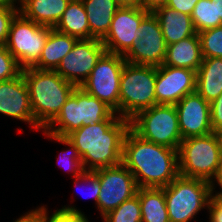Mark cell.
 I'll return each mask as SVG.
<instances>
[{
    "label": "cell",
    "mask_w": 222,
    "mask_h": 222,
    "mask_svg": "<svg viewBox=\"0 0 222 222\" xmlns=\"http://www.w3.org/2000/svg\"><path fill=\"white\" fill-rule=\"evenodd\" d=\"M122 164L138 188H163L179 175L177 149L147 141L131 128L124 138Z\"/></svg>",
    "instance_id": "1"
},
{
    "label": "cell",
    "mask_w": 222,
    "mask_h": 222,
    "mask_svg": "<svg viewBox=\"0 0 222 222\" xmlns=\"http://www.w3.org/2000/svg\"><path fill=\"white\" fill-rule=\"evenodd\" d=\"M130 120H104L82 126L67 138L77 148L86 171L113 167L122 163L123 142Z\"/></svg>",
    "instance_id": "2"
},
{
    "label": "cell",
    "mask_w": 222,
    "mask_h": 222,
    "mask_svg": "<svg viewBox=\"0 0 222 222\" xmlns=\"http://www.w3.org/2000/svg\"><path fill=\"white\" fill-rule=\"evenodd\" d=\"M22 74L29 91L35 124L44 130L60 113L76 86L55 70L30 67L22 69Z\"/></svg>",
    "instance_id": "3"
},
{
    "label": "cell",
    "mask_w": 222,
    "mask_h": 222,
    "mask_svg": "<svg viewBox=\"0 0 222 222\" xmlns=\"http://www.w3.org/2000/svg\"><path fill=\"white\" fill-rule=\"evenodd\" d=\"M115 115L117 114L104 102L91 96L83 88L75 87L60 113L43 131L45 135L67 137L82 126L104 120H118L120 116Z\"/></svg>",
    "instance_id": "4"
},
{
    "label": "cell",
    "mask_w": 222,
    "mask_h": 222,
    "mask_svg": "<svg viewBox=\"0 0 222 222\" xmlns=\"http://www.w3.org/2000/svg\"><path fill=\"white\" fill-rule=\"evenodd\" d=\"M222 165L220 142L217 133L183 139L178 148L179 175L203 179L212 183Z\"/></svg>",
    "instance_id": "5"
},
{
    "label": "cell",
    "mask_w": 222,
    "mask_h": 222,
    "mask_svg": "<svg viewBox=\"0 0 222 222\" xmlns=\"http://www.w3.org/2000/svg\"><path fill=\"white\" fill-rule=\"evenodd\" d=\"M157 67L125 63L120 79L119 116L132 119L139 111L156 105Z\"/></svg>",
    "instance_id": "6"
},
{
    "label": "cell",
    "mask_w": 222,
    "mask_h": 222,
    "mask_svg": "<svg viewBox=\"0 0 222 222\" xmlns=\"http://www.w3.org/2000/svg\"><path fill=\"white\" fill-rule=\"evenodd\" d=\"M164 190L170 222H189L201 209L208 207L212 183L178 175Z\"/></svg>",
    "instance_id": "7"
},
{
    "label": "cell",
    "mask_w": 222,
    "mask_h": 222,
    "mask_svg": "<svg viewBox=\"0 0 222 222\" xmlns=\"http://www.w3.org/2000/svg\"><path fill=\"white\" fill-rule=\"evenodd\" d=\"M130 128L141 138L172 149L183 140L175 105L157 104L139 111L130 119Z\"/></svg>",
    "instance_id": "8"
},
{
    "label": "cell",
    "mask_w": 222,
    "mask_h": 222,
    "mask_svg": "<svg viewBox=\"0 0 222 222\" xmlns=\"http://www.w3.org/2000/svg\"><path fill=\"white\" fill-rule=\"evenodd\" d=\"M50 29L25 18L20 12L15 16L5 47L22 69L33 67L38 62Z\"/></svg>",
    "instance_id": "9"
},
{
    "label": "cell",
    "mask_w": 222,
    "mask_h": 222,
    "mask_svg": "<svg viewBox=\"0 0 222 222\" xmlns=\"http://www.w3.org/2000/svg\"><path fill=\"white\" fill-rule=\"evenodd\" d=\"M126 61L124 56L105 52L87 80L81 85L87 93L104 102L119 114L120 79Z\"/></svg>",
    "instance_id": "10"
},
{
    "label": "cell",
    "mask_w": 222,
    "mask_h": 222,
    "mask_svg": "<svg viewBox=\"0 0 222 222\" xmlns=\"http://www.w3.org/2000/svg\"><path fill=\"white\" fill-rule=\"evenodd\" d=\"M93 172L100 181L97 208L102 217L136 195L138 186L134 175L122 163Z\"/></svg>",
    "instance_id": "11"
},
{
    "label": "cell",
    "mask_w": 222,
    "mask_h": 222,
    "mask_svg": "<svg viewBox=\"0 0 222 222\" xmlns=\"http://www.w3.org/2000/svg\"><path fill=\"white\" fill-rule=\"evenodd\" d=\"M138 40L124 56L126 63L133 65L161 66L164 62L167 44L160 24L153 12L141 21Z\"/></svg>",
    "instance_id": "12"
},
{
    "label": "cell",
    "mask_w": 222,
    "mask_h": 222,
    "mask_svg": "<svg viewBox=\"0 0 222 222\" xmlns=\"http://www.w3.org/2000/svg\"><path fill=\"white\" fill-rule=\"evenodd\" d=\"M105 52L101 40L79 39L55 71L67 82L81 87Z\"/></svg>",
    "instance_id": "13"
},
{
    "label": "cell",
    "mask_w": 222,
    "mask_h": 222,
    "mask_svg": "<svg viewBox=\"0 0 222 222\" xmlns=\"http://www.w3.org/2000/svg\"><path fill=\"white\" fill-rule=\"evenodd\" d=\"M148 13L142 7H120L108 33L101 40L106 52L125 56L138 40L140 23Z\"/></svg>",
    "instance_id": "14"
},
{
    "label": "cell",
    "mask_w": 222,
    "mask_h": 222,
    "mask_svg": "<svg viewBox=\"0 0 222 222\" xmlns=\"http://www.w3.org/2000/svg\"><path fill=\"white\" fill-rule=\"evenodd\" d=\"M196 92V71L166 65L157 67L156 105H176L183 97Z\"/></svg>",
    "instance_id": "15"
},
{
    "label": "cell",
    "mask_w": 222,
    "mask_h": 222,
    "mask_svg": "<svg viewBox=\"0 0 222 222\" xmlns=\"http://www.w3.org/2000/svg\"><path fill=\"white\" fill-rule=\"evenodd\" d=\"M175 107L183 139L204 136L213 132L210 120V103L197 92L183 97Z\"/></svg>",
    "instance_id": "16"
},
{
    "label": "cell",
    "mask_w": 222,
    "mask_h": 222,
    "mask_svg": "<svg viewBox=\"0 0 222 222\" xmlns=\"http://www.w3.org/2000/svg\"><path fill=\"white\" fill-rule=\"evenodd\" d=\"M0 113L27 122L36 130L40 129L34 120L30 97L24 76L0 81Z\"/></svg>",
    "instance_id": "17"
},
{
    "label": "cell",
    "mask_w": 222,
    "mask_h": 222,
    "mask_svg": "<svg viewBox=\"0 0 222 222\" xmlns=\"http://www.w3.org/2000/svg\"><path fill=\"white\" fill-rule=\"evenodd\" d=\"M153 13L159 21L167 45L177 43L197 33L192 18L188 14L168 6L159 7Z\"/></svg>",
    "instance_id": "18"
},
{
    "label": "cell",
    "mask_w": 222,
    "mask_h": 222,
    "mask_svg": "<svg viewBox=\"0 0 222 222\" xmlns=\"http://www.w3.org/2000/svg\"><path fill=\"white\" fill-rule=\"evenodd\" d=\"M202 62L201 42L198 33H196L177 43L167 45L166 55L162 65L188 68L197 72Z\"/></svg>",
    "instance_id": "19"
},
{
    "label": "cell",
    "mask_w": 222,
    "mask_h": 222,
    "mask_svg": "<svg viewBox=\"0 0 222 222\" xmlns=\"http://www.w3.org/2000/svg\"><path fill=\"white\" fill-rule=\"evenodd\" d=\"M19 12L35 23L55 28L71 0H17Z\"/></svg>",
    "instance_id": "20"
},
{
    "label": "cell",
    "mask_w": 222,
    "mask_h": 222,
    "mask_svg": "<svg viewBox=\"0 0 222 222\" xmlns=\"http://www.w3.org/2000/svg\"><path fill=\"white\" fill-rule=\"evenodd\" d=\"M87 13L91 39L102 40L110 29L116 11L121 7L116 0H81Z\"/></svg>",
    "instance_id": "21"
},
{
    "label": "cell",
    "mask_w": 222,
    "mask_h": 222,
    "mask_svg": "<svg viewBox=\"0 0 222 222\" xmlns=\"http://www.w3.org/2000/svg\"><path fill=\"white\" fill-rule=\"evenodd\" d=\"M196 92L208 103L222 93V58H203L196 72Z\"/></svg>",
    "instance_id": "22"
},
{
    "label": "cell",
    "mask_w": 222,
    "mask_h": 222,
    "mask_svg": "<svg viewBox=\"0 0 222 222\" xmlns=\"http://www.w3.org/2000/svg\"><path fill=\"white\" fill-rule=\"evenodd\" d=\"M78 39L51 28L41 57L33 68L56 70L61 60L72 50Z\"/></svg>",
    "instance_id": "23"
},
{
    "label": "cell",
    "mask_w": 222,
    "mask_h": 222,
    "mask_svg": "<svg viewBox=\"0 0 222 222\" xmlns=\"http://www.w3.org/2000/svg\"><path fill=\"white\" fill-rule=\"evenodd\" d=\"M55 29L78 40L91 39L87 13L81 0L70 1Z\"/></svg>",
    "instance_id": "24"
},
{
    "label": "cell",
    "mask_w": 222,
    "mask_h": 222,
    "mask_svg": "<svg viewBox=\"0 0 222 222\" xmlns=\"http://www.w3.org/2000/svg\"><path fill=\"white\" fill-rule=\"evenodd\" d=\"M142 222H170L162 188H138Z\"/></svg>",
    "instance_id": "25"
},
{
    "label": "cell",
    "mask_w": 222,
    "mask_h": 222,
    "mask_svg": "<svg viewBox=\"0 0 222 222\" xmlns=\"http://www.w3.org/2000/svg\"><path fill=\"white\" fill-rule=\"evenodd\" d=\"M102 218L103 222H142L139 196L134 195Z\"/></svg>",
    "instance_id": "26"
},
{
    "label": "cell",
    "mask_w": 222,
    "mask_h": 222,
    "mask_svg": "<svg viewBox=\"0 0 222 222\" xmlns=\"http://www.w3.org/2000/svg\"><path fill=\"white\" fill-rule=\"evenodd\" d=\"M197 33L216 27L215 0H199L191 15Z\"/></svg>",
    "instance_id": "27"
},
{
    "label": "cell",
    "mask_w": 222,
    "mask_h": 222,
    "mask_svg": "<svg viewBox=\"0 0 222 222\" xmlns=\"http://www.w3.org/2000/svg\"><path fill=\"white\" fill-rule=\"evenodd\" d=\"M203 58H222V25L198 33Z\"/></svg>",
    "instance_id": "28"
},
{
    "label": "cell",
    "mask_w": 222,
    "mask_h": 222,
    "mask_svg": "<svg viewBox=\"0 0 222 222\" xmlns=\"http://www.w3.org/2000/svg\"><path fill=\"white\" fill-rule=\"evenodd\" d=\"M47 136L50 137L51 140H56L57 142H61L65 145L70 146L69 151H72V152H69L67 150L64 152V157H62L63 156L62 155V156H59L58 159H60L62 161L64 159L63 163H66V164H64V166L68 167L66 169H68L69 171H71V172L73 171V177H77L86 171L84 168L82 159H81L80 155L78 154L77 148L71 142V140H69L67 137H63V136H59V135H47ZM65 159H66V161H65Z\"/></svg>",
    "instance_id": "29"
},
{
    "label": "cell",
    "mask_w": 222,
    "mask_h": 222,
    "mask_svg": "<svg viewBox=\"0 0 222 222\" xmlns=\"http://www.w3.org/2000/svg\"><path fill=\"white\" fill-rule=\"evenodd\" d=\"M35 210L41 215L44 222H89L84 213L73 206H64L59 210L57 209L51 216H48L45 206Z\"/></svg>",
    "instance_id": "30"
},
{
    "label": "cell",
    "mask_w": 222,
    "mask_h": 222,
    "mask_svg": "<svg viewBox=\"0 0 222 222\" xmlns=\"http://www.w3.org/2000/svg\"><path fill=\"white\" fill-rule=\"evenodd\" d=\"M21 73L22 68L17 60L9 53L5 45L0 46V81L15 78Z\"/></svg>",
    "instance_id": "31"
},
{
    "label": "cell",
    "mask_w": 222,
    "mask_h": 222,
    "mask_svg": "<svg viewBox=\"0 0 222 222\" xmlns=\"http://www.w3.org/2000/svg\"><path fill=\"white\" fill-rule=\"evenodd\" d=\"M15 4L0 6V46L6 44L11 23L19 13V7L17 9Z\"/></svg>",
    "instance_id": "32"
},
{
    "label": "cell",
    "mask_w": 222,
    "mask_h": 222,
    "mask_svg": "<svg viewBox=\"0 0 222 222\" xmlns=\"http://www.w3.org/2000/svg\"><path fill=\"white\" fill-rule=\"evenodd\" d=\"M80 181L90 186L92 193L90 195L88 194L87 197H93L96 202L95 204H97L100 192V181L97 176L94 174L93 171H85L83 174L75 177V186L76 184L80 185Z\"/></svg>",
    "instance_id": "33"
},
{
    "label": "cell",
    "mask_w": 222,
    "mask_h": 222,
    "mask_svg": "<svg viewBox=\"0 0 222 222\" xmlns=\"http://www.w3.org/2000/svg\"><path fill=\"white\" fill-rule=\"evenodd\" d=\"M210 120L213 132L222 130V93L210 103Z\"/></svg>",
    "instance_id": "34"
},
{
    "label": "cell",
    "mask_w": 222,
    "mask_h": 222,
    "mask_svg": "<svg viewBox=\"0 0 222 222\" xmlns=\"http://www.w3.org/2000/svg\"><path fill=\"white\" fill-rule=\"evenodd\" d=\"M206 209L210 212L209 222H222V199L211 196Z\"/></svg>",
    "instance_id": "35"
},
{
    "label": "cell",
    "mask_w": 222,
    "mask_h": 222,
    "mask_svg": "<svg viewBox=\"0 0 222 222\" xmlns=\"http://www.w3.org/2000/svg\"><path fill=\"white\" fill-rule=\"evenodd\" d=\"M198 1L199 0H169L166 6L191 16Z\"/></svg>",
    "instance_id": "36"
},
{
    "label": "cell",
    "mask_w": 222,
    "mask_h": 222,
    "mask_svg": "<svg viewBox=\"0 0 222 222\" xmlns=\"http://www.w3.org/2000/svg\"><path fill=\"white\" fill-rule=\"evenodd\" d=\"M169 0H143L142 1V8L153 12L159 7L166 6Z\"/></svg>",
    "instance_id": "37"
},
{
    "label": "cell",
    "mask_w": 222,
    "mask_h": 222,
    "mask_svg": "<svg viewBox=\"0 0 222 222\" xmlns=\"http://www.w3.org/2000/svg\"><path fill=\"white\" fill-rule=\"evenodd\" d=\"M14 222H44V220L36 210H32L24 214V216L22 215Z\"/></svg>",
    "instance_id": "38"
},
{
    "label": "cell",
    "mask_w": 222,
    "mask_h": 222,
    "mask_svg": "<svg viewBox=\"0 0 222 222\" xmlns=\"http://www.w3.org/2000/svg\"><path fill=\"white\" fill-rule=\"evenodd\" d=\"M121 7H142L143 0H116Z\"/></svg>",
    "instance_id": "39"
},
{
    "label": "cell",
    "mask_w": 222,
    "mask_h": 222,
    "mask_svg": "<svg viewBox=\"0 0 222 222\" xmlns=\"http://www.w3.org/2000/svg\"><path fill=\"white\" fill-rule=\"evenodd\" d=\"M216 27L222 25V0H215Z\"/></svg>",
    "instance_id": "40"
},
{
    "label": "cell",
    "mask_w": 222,
    "mask_h": 222,
    "mask_svg": "<svg viewBox=\"0 0 222 222\" xmlns=\"http://www.w3.org/2000/svg\"><path fill=\"white\" fill-rule=\"evenodd\" d=\"M215 180H216V183L220 186L221 191L217 192L216 194L212 193V196L222 199V165L219 168V171H218V174H217Z\"/></svg>",
    "instance_id": "41"
},
{
    "label": "cell",
    "mask_w": 222,
    "mask_h": 222,
    "mask_svg": "<svg viewBox=\"0 0 222 222\" xmlns=\"http://www.w3.org/2000/svg\"><path fill=\"white\" fill-rule=\"evenodd\" d=\"M16 2L17 0H0V6L11 5Z\"/></svg>",
    "instance_id": "42"
},
{
    "label": "cell",
    "mask_w": 222,
    "mask_h": 222,
    "mask_svg": "<svg viewBox=\"0 0 222 222\" xmlns=\"http://www.w3.org/2000/svg\"><path fill=\"white\" fill-rule=\"evenodd\" d=\"M217 135H218L219 142H220L221 158H222V130L219 131V132L217 133Z\"/></svg>",
    "instance_id": "43"
}]
</instances>
